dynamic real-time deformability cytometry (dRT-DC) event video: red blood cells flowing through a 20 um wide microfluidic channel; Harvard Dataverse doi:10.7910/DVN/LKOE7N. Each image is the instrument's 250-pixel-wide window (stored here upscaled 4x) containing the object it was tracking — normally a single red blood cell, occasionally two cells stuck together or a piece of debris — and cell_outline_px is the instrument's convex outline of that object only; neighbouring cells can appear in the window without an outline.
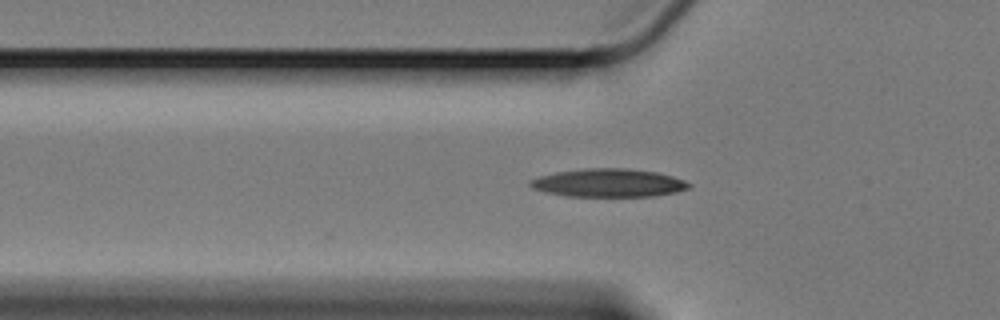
{"species": "Egyptian fruit bat (a non-hibernating species)", "species_latin": "Rousettus aegyptiacus", "temperature_condition": "cold", "stored_images_in_passage": 36, "camera_frame_rate_fps": 3000, "um_per_image_px": 0.085, "animal": {"sex": "female"}, "frame": {"image": 1, "passage_image": 3, "time_ms": 0.667, "image_size_px": [1000, 320], "cell_outline_px": [[692, 184], [688, 188], [676, 192], [652, 196], [568, 196], [548, 192], [532, 188], [528, 184], [528, 180], [540, 176], [556, 172], [584, 168], [628, 168], [656, 172], [672, 176], [684, 180]], "centroid_in_image_um": [51.72, 15.54], "position_along_channel_um": 74.1, "area_um2": 26.01}}
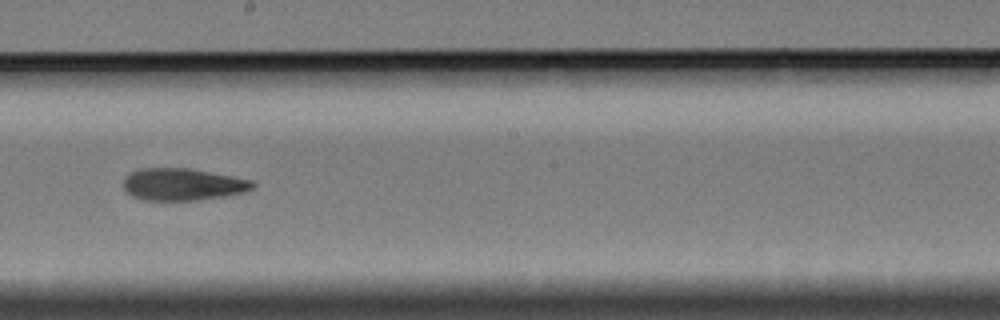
{"frame": {"image": 2, "passage_image": 17, "time_ms": 5.333, "image_size_px": [1000, 320], "cell_outline_px": [[256, 184], [252, 188], [244, 192], [224, 196], [196, 200], [144, 200], [132, 196], [124, 188], [124, 176], [140, 168], [192, 168], [252, 180]], "centroid_in_image_um": [15.53, 15.66], "position_along_channel_um": 232.7, "area_um2": 24.16}}
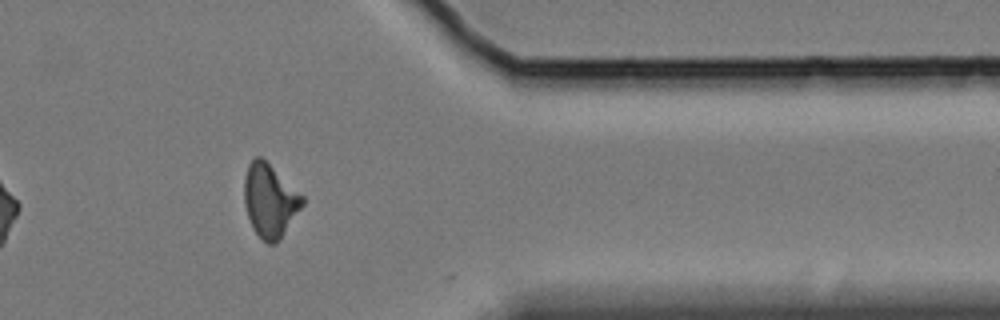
{"frame": {"image": 3, "passage_image": 32, "time_ms": 10.333, "image_size_px": [1000, 320], "cell_outline_px": [[304, 204], [280, 240], [276, 244], [268, 244], [252, 228], [244, 204], [244, 180], [248, 164], [256, 156], [260, 156], [304, 196]], "centroid_in_image_um": [22.94, 17.07], "position_along_channel_um": 388.5, "area_um2": 24.68}, "authors_computed_cell_mechanics": {"area_um2": 24.3338, "velocity_mm_per_s": 3.3766, "shape_relaxation_time_tau1_ms": null, "shape_relaxation_time_tau2_ms": 11.1758, "deformation_change_tau1": null, "deformation_change_tau2": 0.2435}}